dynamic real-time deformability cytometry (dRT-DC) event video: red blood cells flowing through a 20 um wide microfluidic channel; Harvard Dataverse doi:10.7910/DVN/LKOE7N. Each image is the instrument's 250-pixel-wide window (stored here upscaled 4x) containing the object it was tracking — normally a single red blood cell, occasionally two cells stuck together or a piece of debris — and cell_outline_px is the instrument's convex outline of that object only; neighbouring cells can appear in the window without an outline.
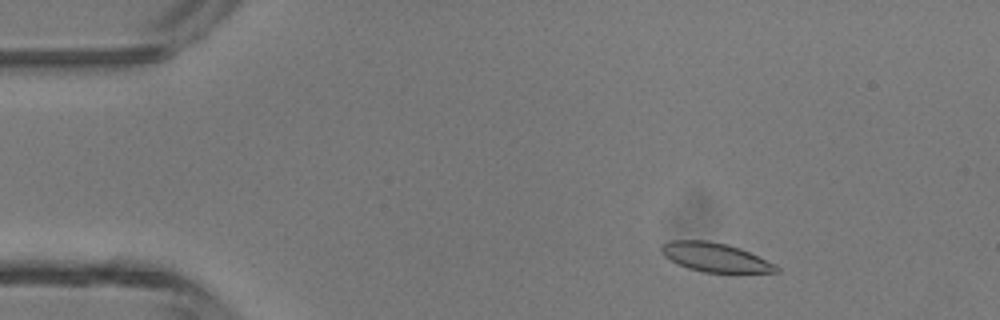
{"species": "common noctule bat (a hibernating species)", "species_latin": "Nyctalus noctula", "temperature_condition": "room temperature", "stored_images_in_passage": 45, "camera_frame_rate_fps": 3000, "um_per_image_px": 0.085, "animal": {"sex": "male", "body_mass_g": 13.3}, "frame": {"image": 1, "passage_image": 5, "time_ms": 1.333, "image_size_px": [1000, 320], "cell_outline_px": [[780, 272], [704, 272], [688, 268], [676, 264], [664, 256], [660, 252], [660, 244], [668, 240], [708, 240], [728, 244], [740, 248], [776, 264], [780, 268]], "centroid_in_image_um": [60.74, 21.85], "position_along_channel_um": 24.3, "area_um2": 19.59}}
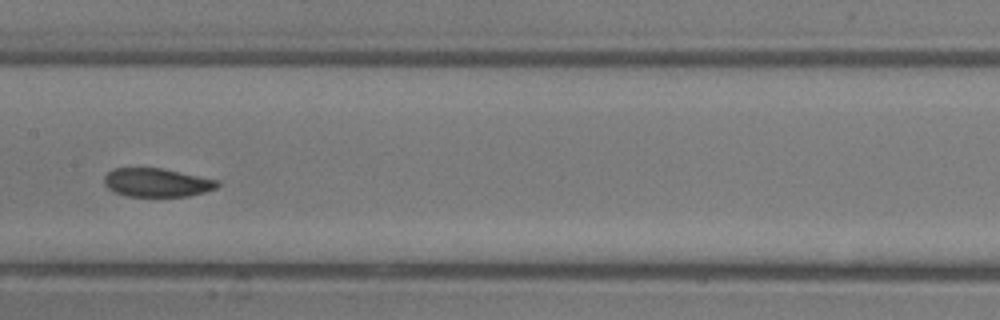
{"frame": {"image": 2, "passage_image": 22, "time_ms": 7.0, "image_size_px": [1000, 320], "cell_outline_px": [[220, 184], [216, 188], [204, 192], [188, 196], [128, 196], [112, 192], [104, 184], [104, 176], [108, 172], [116, 168], [160, 168], [220, 180]], "centroid_in_image_um": [13.33, 15.52], "position_along_channel_um": 194.1, "area_um2": 18.84}}
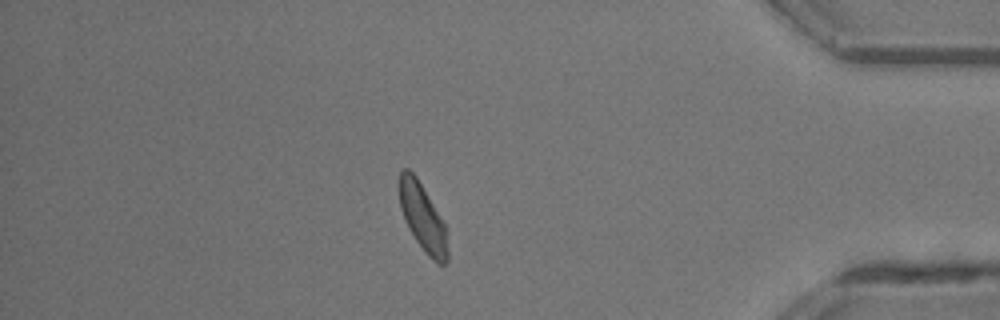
{"frame": {"image": 3, "passage_image": 39, "time_ms": 12.667, "image_size_px": [1000, 320], "cell_outline_px": [[448, 260], [444, 264], [440, 264], [432, 260], [428, 256], [416, 240], [408, 228], [400, 208], [400, 172], [404, 168], [408, 168], [416, 176], [444, 224], [448, 232]], "centroid_in_image_um": [35.95, 18.54], "position_along_channel_um": 399.3, "area_um2": 18.67}, "authors_computed_cell_mechanics": {"area_um2": 19.652, "velocity_mm_per_s": 4.3223, "shape_relaxation_time_tau1_ms": 2.991, "shape_relaxation_time_tau2_ms": 1.9275, "deformation_change_tau1": 0.1063, "deformation_change_tau2": 0.0733}}